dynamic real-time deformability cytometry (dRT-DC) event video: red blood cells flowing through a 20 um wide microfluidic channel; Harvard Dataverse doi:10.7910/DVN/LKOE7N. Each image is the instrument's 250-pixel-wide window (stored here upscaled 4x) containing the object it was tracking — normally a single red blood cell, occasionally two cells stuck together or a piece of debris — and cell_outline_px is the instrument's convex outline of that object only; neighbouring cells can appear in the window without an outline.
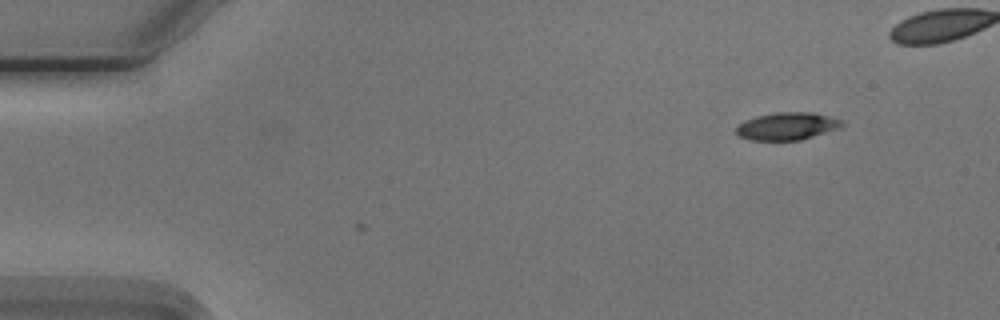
{"species": "Egyptian fruit bat (a non-hibernating species)", "species_latin": "Rousettus aegyptiacus", "temperature_condition": "cold", "stored_images_in_passage": 9, "camera_frame_rate_fps": 3000, "um_per_image_px": 0.085, "animal": {"sex": "male"}, "frame": {"image": 1, "passage_image": 1, "time_ms": 0.0, "image_size_px": [1000, 320], "cell_outline_px": [[844, 124], [840, 128], [800, 140], [748, 140], [736, 136], [736, 124], [744, 120], [756, 116], [776, 112], [812, 112], [828, 116], [840, 120]], "centroid_in_image_um": [66.83, 10.73], "position_along_channel_um": 18.2, "area_um2": 17.11}}
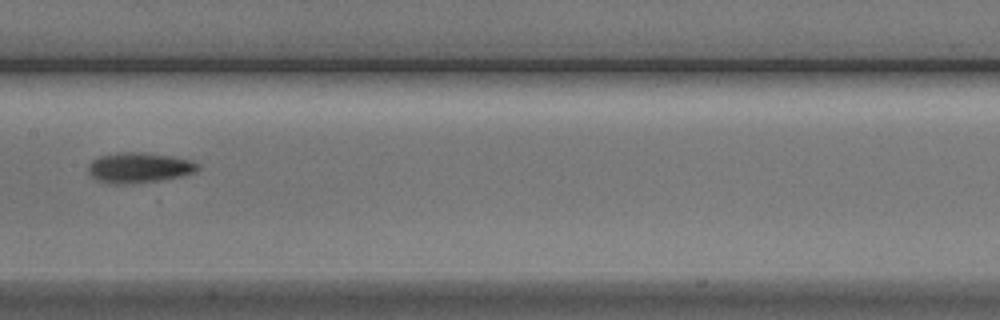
{"frame": {"image": 2, "passage_image": 7, "time_ms": 7.333, "image_size_px": [1000, 320], "cell_outline_px": [[200, 168], [196, 172], [180, 176], [160, 180], [132, 184], [116, 184], [100, 180], [92, 176], [88, 172], [88, 164], [92, 160], [100, 156], [120, 152], [140, 152], [172, 156], [192, 160], [200, 164]], "centroid_in_image_um": [11.86, 14.24], "position_along_channel_um": 195.5, "area_um2": 19.36}}
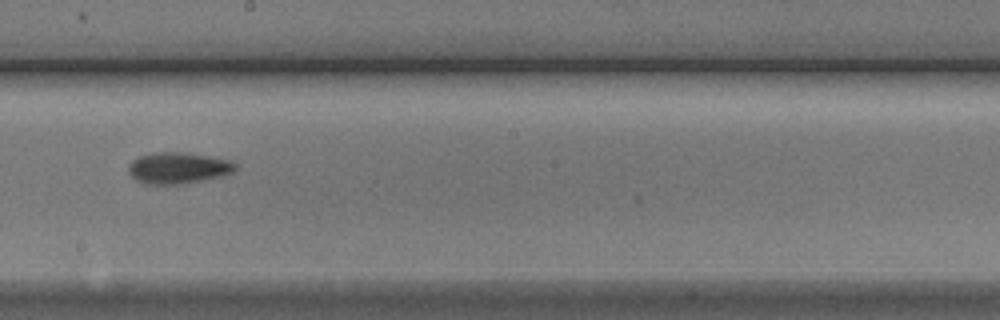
{"frame": {"image": 3, "passage_image": 8, "time_ms": 8.333, "image_size_px": [1000, 320], "cell_outline_px": [[236, 168], [232, 172], [220, 176], [204, 180], [184, 184], [148, 184], [136, 180], [128, 172], [128, 164], [132, 160], [140, 156], [156, 152], [180, 152], [208, 156], [228, 160], [236, 164]], "centroid_in_image_um": [15.11, 14.28], "position_along_channel_um": 233.1, "area_um2": 19.36}}